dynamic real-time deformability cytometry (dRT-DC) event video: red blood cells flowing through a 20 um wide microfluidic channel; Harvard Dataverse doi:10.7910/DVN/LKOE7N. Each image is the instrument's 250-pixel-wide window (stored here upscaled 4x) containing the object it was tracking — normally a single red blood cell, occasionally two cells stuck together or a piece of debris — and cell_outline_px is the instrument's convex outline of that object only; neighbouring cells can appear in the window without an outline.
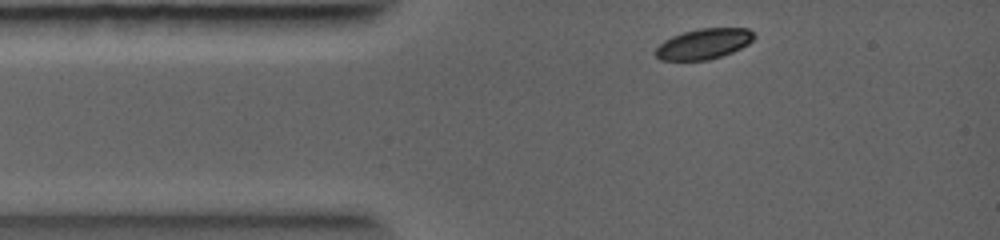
{"species": "common noctule bat (a hibernating species)", "species_latin": "Nyctalus noctula", "temperature_condition": "warm", "stored_images_in_passage": 14, "camera_frame_rate_fps": 5000, "um_per_image_px": 0.085, "animal": {"sex": "female", "body_mass_g": 19.0, "forearm_length_mm": 56.7}, "frame": {"image": 1, "passage_image": 1, "time_ms": 0.0, "image_size_px": [1000, 240], "cell_outline_px": [[756, 36], [748, 44], [732, 52], [708, 60], [660, 60], [652, 52], [664, 40], [672, 36], [684, 32], [700, 28], [748, 28]], "centroid_in_image_um": [59.79, 3.73], "position_along_channel_um": 25.2, "area_um2": 17.46}}
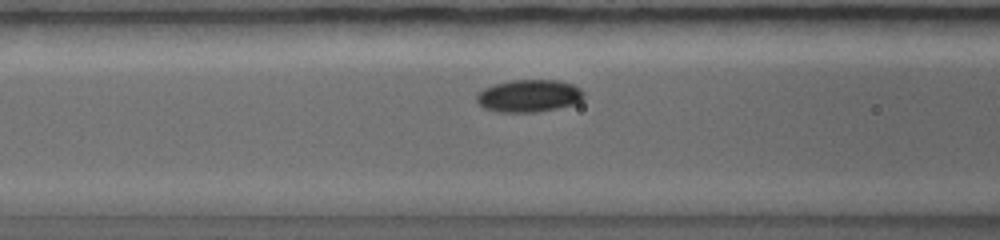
{"frame": {"image": 2, "passage_image": 5, "time_ms": 2.0, "image_size_px": [1000, 240], "cell_outline_px": [[584, 96], [576, 104], [536, 112], [496, 112], [484, 108], [476, 100], [476, 96], [484, 88], [496, 84], [512, 80], [560, 80], [572, 84], [580, 88], [584, 92]], "centroid_in_image_um": [44.98, 8.15], "position_along_channel_um": 121.6, "area_um2": 20.23}}
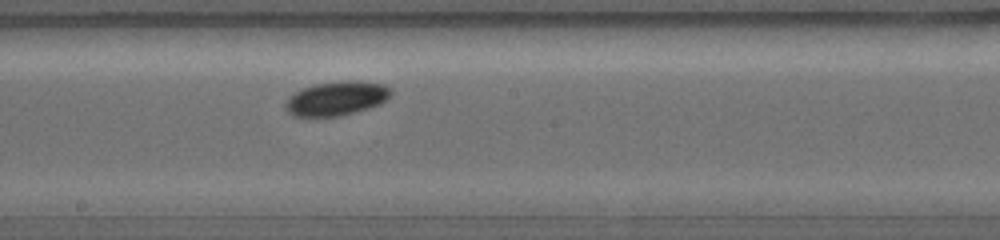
{"frame": {"image": 3, "passage_image": 8, "time_ms": 3.6, "image_size_px": [1000, 240], "cell_outline_px": [[392, 92], [380, 104], [368, 108], [340, 116], [292, 116], [288, 112], [284, 104], [288, 96], [304, 88], [316, 84], [348, 80], [352, 80], [384, 84], [392, 88]], "centroid_in_image_um": [28.59, 8.36], "position_along_channel_um": 219.6, "area_um2": 20.81}}